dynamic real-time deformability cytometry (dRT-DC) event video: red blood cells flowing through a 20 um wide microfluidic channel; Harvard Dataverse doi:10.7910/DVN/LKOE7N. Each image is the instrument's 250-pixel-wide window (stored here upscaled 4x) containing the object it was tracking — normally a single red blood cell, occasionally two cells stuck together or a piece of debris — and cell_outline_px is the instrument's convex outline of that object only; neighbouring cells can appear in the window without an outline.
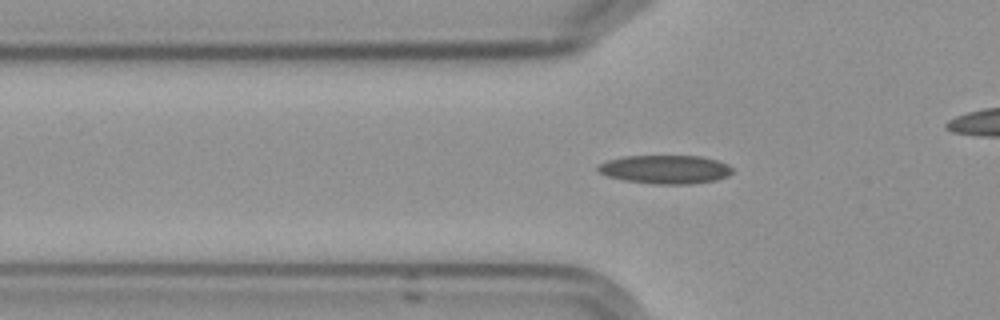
{"species": "Egyptian fruit bat (a non-hibernating species)", "species_latin": "Rousettus aegyptiacus", "temperature_condition": "cold", "stored_images_in_passage": 35, "camera_frame_rate_fps": 3000, "um_per_image_px": 0.085, "frame": {"image": 1, "passage_image": 4, "time_ms": 1.0, "image_size_px": [1000, 320], "cell_outline_px": [[732, 172], [728, 176], [716, 180], [692, 184], [656, 184], [624, 180], [608, 176], [600, 172], [596, 168], [600, 164], [608, 160], [624, 156], [700, 156], [716, 160], [728, 164], [732, 168]], "centroid_in_image_um": [56.58, 14.4], "position_along_channel_um": 69.2, "area_um2": 22.31}}
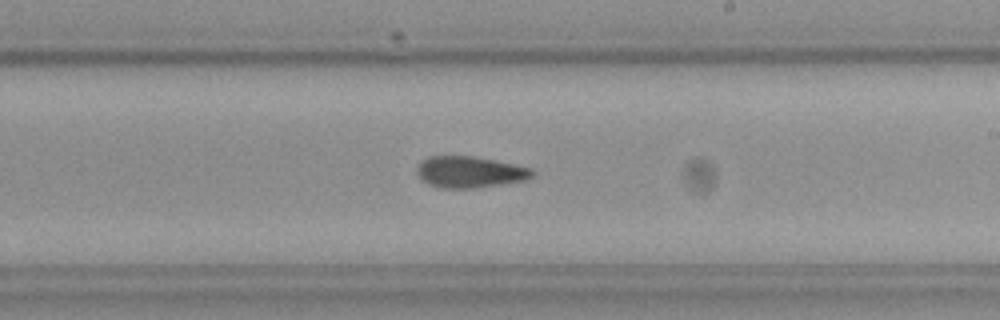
{"frame": {"image": 2, "passage_image": 19, "time_ms": 6.0, "image_size_px": [1000, 320], "cell_outline_px": [[532, 176], [524, 180], [472, 188], [444, 188], [428, 184], [416, 172], [416, 168], [420, 160], [428, 156], [472, 156], [532, 168]], "centroid_in_image_um": [39.86, 14.61], "position_along_channel_um": 249.1, "area_um2": 20.69}}
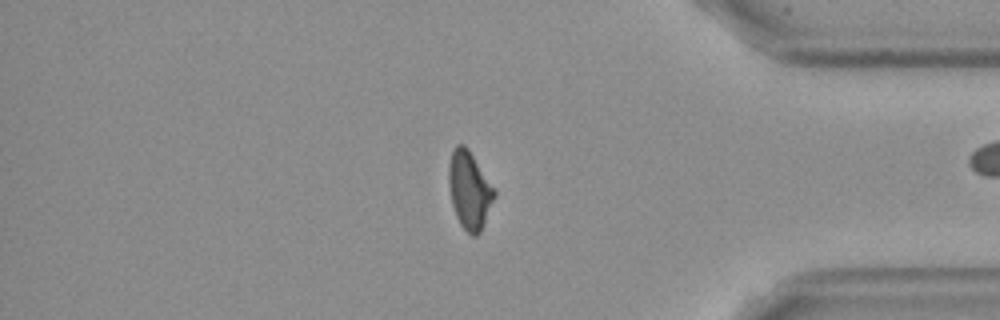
{"frame": {"image": 3, "passage_image": 33, "time_ms": 10.667, "image_size_px": [1000, 320], "cell_outline_px": [[496, 196], [480, 232], [476, 236], [472, 236], [460, 224], [456, 216], [452, 204], [448, 184], [448, 164], [452, 152], [456, 144], [464, 144], [468, 148], [496, 192]], "centroid_in_image_um": [39.88, 16.16], "position_along_channel_um": 395.3, "area_um2": 20.52}, "authors_computed_cell_mechanics": {"area_um2": 20.808, "velocity_mm_per_s": 3.6036, "shape_relaxation_time_tau1_ms": null, "shape_relaxation_time_tau2_ms": 5.3047, "deformation_change_tau1": null, "deformation_change_tau2": 0.1368}}